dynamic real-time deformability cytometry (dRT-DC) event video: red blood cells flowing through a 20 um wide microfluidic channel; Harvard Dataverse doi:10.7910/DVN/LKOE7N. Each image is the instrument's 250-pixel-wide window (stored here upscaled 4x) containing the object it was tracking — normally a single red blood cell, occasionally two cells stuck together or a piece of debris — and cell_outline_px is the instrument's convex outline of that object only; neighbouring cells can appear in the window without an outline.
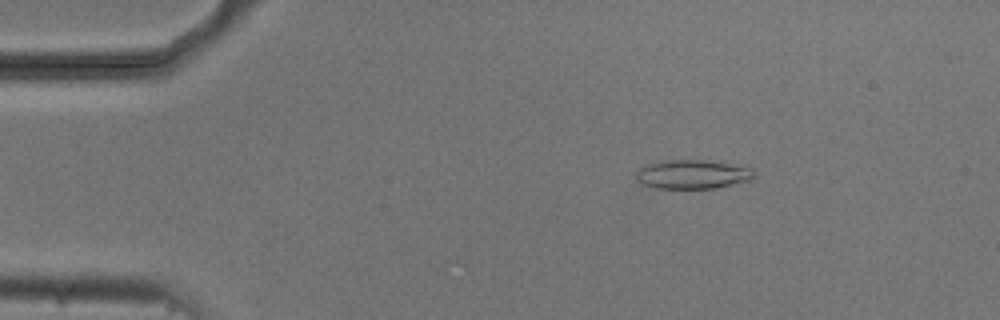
{"species": "common noctule bat (a hibernating species)", "species_latin": "Nyctalus noctula", "temperature_condition": "cold", "stored_images_in_passage": 54, "camera_frame_rate_fps": 3000, "um_per_image_px": 0.085, "animal": {"sex": "male", "body_mass_g": 20.5, "forearm_length_mm": 52.5}, "frame": {"image": 1, "passage_image": 9, "time_ms": 2.667, "image_size_px": [1000, 320], "cell_outline_px": [[756, 172], [748, 180], [716, 188], [656, 188], [644, 184], [636, 180], [636, 172], [644, 164], [660, 160], [708, 160], [752, 168]], "centroid_in_image_um": [58.81, 14.8], "position_along_channel_um": 26.2, "area_um2": 19.88}}
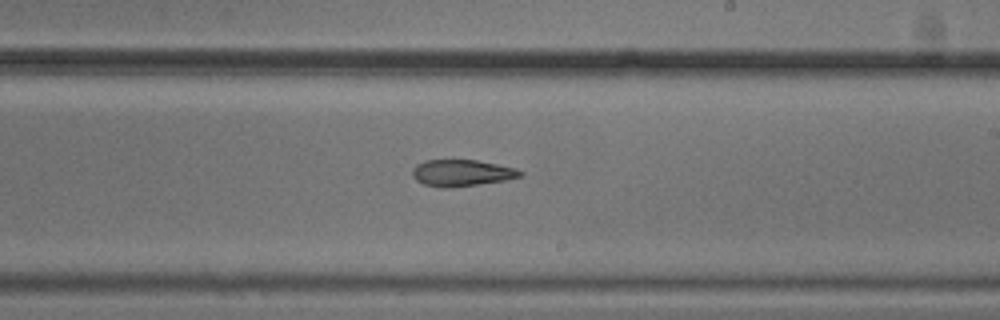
{"frame": {"image": 2, "passage_image": 32, "time_ms": 10.333, "image_size_px": [1000, 320], "cell_outline_px": [[524, 176], [504, 180], [476, 184], [444, 188], [424, 184], [416, 180], [412, 176], [412, 168], [416, 164], [424, 160], [476, 160], [516, 168], [524, 172]], "centroid_in_image_um": [39.23, 14.69], "position_along_channel_um": 249.8, "area_um2": 16.59}}
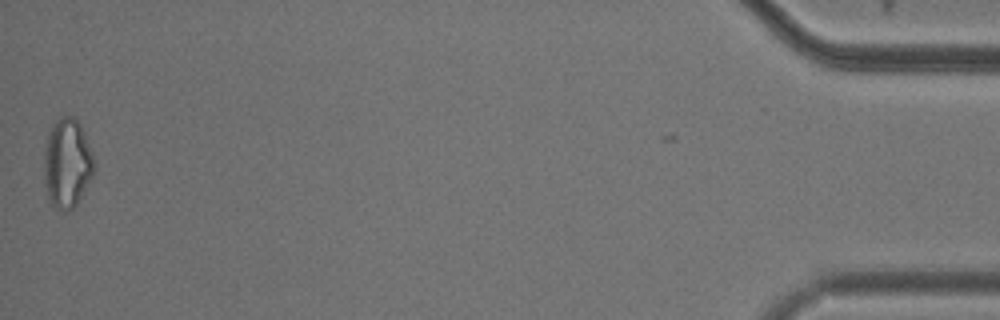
{"frame": {"image": 3, "passage_image": 54, "time_ms": 17.667, "image_size_px": [1000, 320], "cell_outline_px": [[96, 164], [92, 176], [76, 204], [72, 208], [64, 212], [56, 208], [48, 200], [44, 184], [44, 152], [48, 132], [52, 124], [60, 116], [72, 116], [80, 124], [84, 132], [92, 152]], "centroid_in_image_um": [5.69, 13.86], "position_along_channel_um": 429.5, "area_um2": 26.24}, "authors_computed_cell_mechanics": {"area_um2": 18.6116, "velocity_mm_per_s": 3.7306, "shape_relaxation_time_tau1_ms": 4.3955, "shape_relaxation_time_tau2_ms": 4.8855, "deformation_change_tau1": 0.1187, "deformation_change_tau2": 0.1455}}